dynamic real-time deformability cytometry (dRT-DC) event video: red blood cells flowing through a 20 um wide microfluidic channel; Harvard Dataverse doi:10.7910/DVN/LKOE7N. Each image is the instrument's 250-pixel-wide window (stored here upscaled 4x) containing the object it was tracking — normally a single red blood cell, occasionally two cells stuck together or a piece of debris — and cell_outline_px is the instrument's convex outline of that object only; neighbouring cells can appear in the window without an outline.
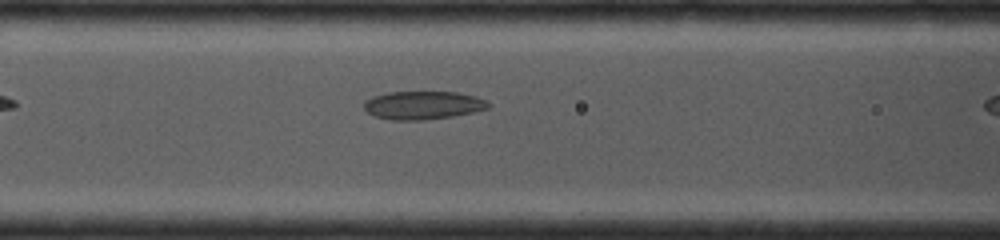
{"species": "common noctule bat (a hibernating species)", "species_latin": "Nyctalus noctula", "temperature_condition": "cold", "stored_images_in_passage": 6, "camera_frame_rate_fps": 4000, "um_per_image_px": 0.085, "animal": {"sex": "female", "body_mass_g": 19.0, "forearm_length_mm": 53.3}, "frame": {"image": 1, "passage_image": 5, "time_ms": 1.5, "image_size_px": [1000, 240], "cell_outline_px": [[492, 104], [488, 108], [472, 112], [452, 116], [424, 120], [388, 120], [376, 116], [368, 112], [364, 108], [364, 100], [372, 96], [388, 92], [456, 92], [476, 96], [488, 100]], "centroid_in_image_um": [35.96, 8.94], "position_along_channel_um": 130.6, "area_um2": 20.58}}